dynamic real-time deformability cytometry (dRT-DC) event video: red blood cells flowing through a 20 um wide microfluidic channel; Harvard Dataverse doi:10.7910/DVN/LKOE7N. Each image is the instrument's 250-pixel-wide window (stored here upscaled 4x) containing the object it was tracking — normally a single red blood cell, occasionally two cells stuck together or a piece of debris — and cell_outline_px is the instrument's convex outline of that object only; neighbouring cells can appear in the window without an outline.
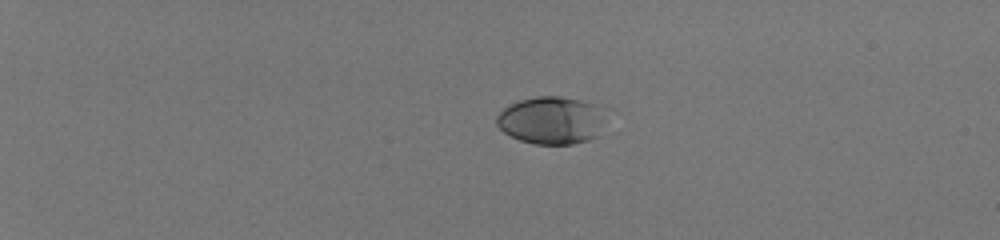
{"species": "human", "species_latin": "Homo sapiens", "temperature_condition": "room temperature", "stored_images_in_passage": 43, "camera_frame_rate_fps": 3000, "um_per_image_px": 0.085, "donor": {"sex": "male"}, "frame": {"image": 1, "passage_image": 1, "time_ms": 0.0, "image_size_px": [1000, 240], "cell_outline_px": [[596, 136], [588, 140], [572, 144], [532, 144], [520, 140], [504, 132], [496, 124], [496, 116], [504, 108], [520, 100], [536, 96], [560, 96], [580, 100], [592, 104]], "centroid_in_image_um": [46.63, 10.24], "position_along_channel_um": 38.4, "area_um2": 28.5}}
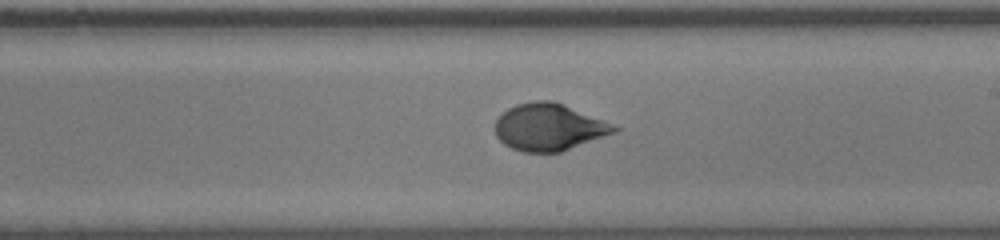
{"frame": {"image": 2, "passage_image": 25, "time_ms": 8.0, "image_size_px": [1000, 240], "cell_outline_px": [[620, 128], [616, 132], [560, 152], [524, 152], [512, 148], [504, 144], [496, 136], [496, 120], [508, 108], [516, 104], [536, 100], [552, 100], [564, 104], [612, 124]], "centroid_in_image_um": [46.65, 10.8], "position_along_channel_um": 242.4, "area_um2": 32.31}}
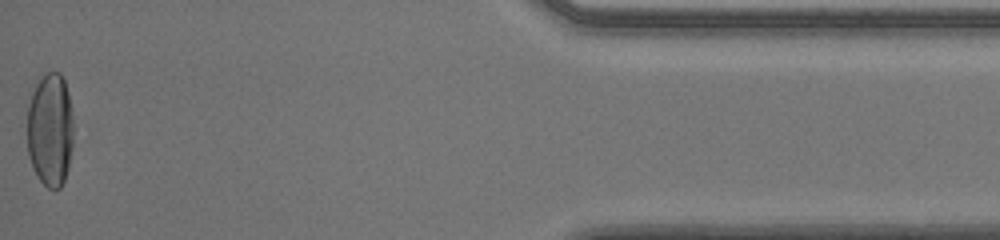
{"frame": {"image": 3, "passage_image": 43, "time_ms": 14.0, "image_size_px": [1000, 240], "cell_outline_px": [[72, 144], [68, 168], [64, 180], [60, 188], [48, 188], [40, 180], [32, 168], [28, 156], [28, 104], [32, 92], [40, 76], [48, 72], [60, 72], [64, 80], [68, 92], [72, 116]], "centroid_in_image_um": [4.25, 11.02], "position_along_channel_um": 430.9, "area_um2": 30.63}, "authors_computed_cell_mechanics": {"area_um2": 31.3854, "velocity_mm_per_s": 4.0284, "shape_relaxation_time_tau1_ms": 5.171, "shape_relaxation_time_tau2_ms": null, "deformation_change_tau1": 0.2176, "deformation_change_tau2": null}}